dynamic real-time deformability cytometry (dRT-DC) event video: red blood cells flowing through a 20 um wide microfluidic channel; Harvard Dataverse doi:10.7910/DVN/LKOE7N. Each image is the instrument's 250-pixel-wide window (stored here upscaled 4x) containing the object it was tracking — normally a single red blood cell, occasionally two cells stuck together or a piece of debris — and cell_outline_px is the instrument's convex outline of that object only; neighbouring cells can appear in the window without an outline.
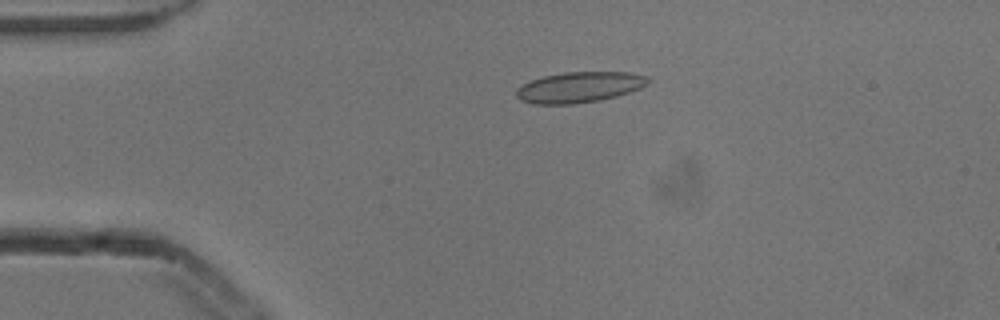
{"species": "common noctule bat (a hibernating species)", "species_latin": "Nyctalus noctula", "temperature_condition": "cold", "stored_images_in_passage": 4, "camera_frame_rate_fps": 3000, "um_per_image_px": 0.085, "animal": {"sex": "male", "body_mass_g": 13.3}, "frame": {"image": 1, "passage_image": 3, "time_ms": 0.667, "image_size_px": [1000, 320], "cell_outline_px": [[652, 80], [648, 84], [640, 88], [616, 96], [600, 100], [572, 104], [532, 104], [520, 100], [516, 96], [516, 88], [532, 80], [544, 76], [564, 72], [628, 72], [648, 76]], "centroid_in_image_um": [49.26, 7.41], "position_along_channel_um": 35.7, "area_um2": 23.58}}